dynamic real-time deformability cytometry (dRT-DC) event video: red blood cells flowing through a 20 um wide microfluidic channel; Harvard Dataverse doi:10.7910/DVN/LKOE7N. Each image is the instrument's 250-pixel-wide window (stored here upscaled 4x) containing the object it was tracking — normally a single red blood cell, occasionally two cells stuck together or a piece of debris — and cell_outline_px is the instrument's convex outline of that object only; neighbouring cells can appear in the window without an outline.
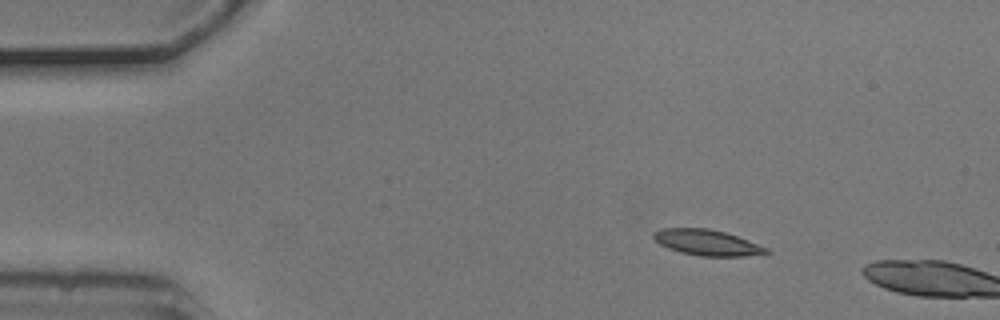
{"species": "common noctule bat (a hibernating species)", "species_latin": "Nyctalus noctula", "temperature_condition": "cold", "stored_images_in_passage": 2, "camera_frame_rate_fps": 3000, "um_per_image_px": 0.085, "animal": {"sex": "male", "body_mass_g": 20.5, "forearm_length_mm": 52.5}, "frame": {"image": 1, "passage_image": 1, "time_ms": 0.0, "image_size_px": [1000, 320], "cell_outline_px": [[772, 252], [744, 256], [700, 256], [680, 252], [668, 248], [660, 244], [652, 236], [652, 232], [660, 228], [708, 228], [724, 232], [736, 236], [768, 248]], "centroid_in_image_um": [60.06, 20.61], "position_along_channel_um": 24.9, "area_um2": 16.82}}